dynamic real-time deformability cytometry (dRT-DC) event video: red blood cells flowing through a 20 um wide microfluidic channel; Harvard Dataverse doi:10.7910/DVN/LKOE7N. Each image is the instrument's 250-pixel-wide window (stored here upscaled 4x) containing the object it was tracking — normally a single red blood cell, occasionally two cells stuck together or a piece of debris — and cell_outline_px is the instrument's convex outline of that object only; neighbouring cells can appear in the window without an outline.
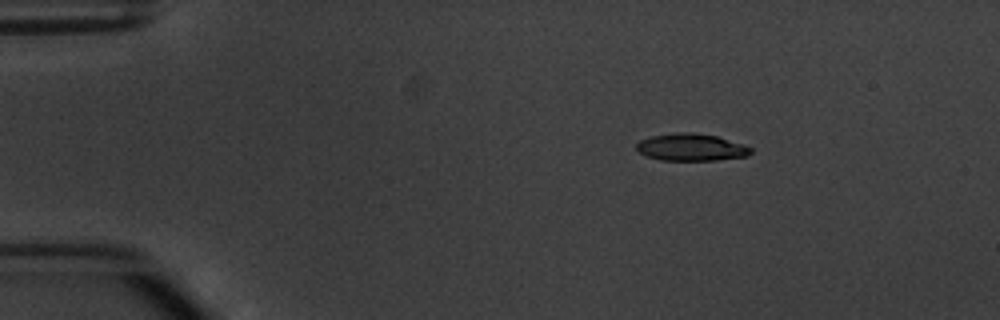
{"species": "common noctule bat (a hibernating species)", "species_latin": "Nyctalus noctula", "temperature_condition": "warm", "stored_images_in_passage": 4, "camera_frame_rate_fps": 3000, "um_per_image_px": 0.085, "animal": {"sex": "male", "body_mass_g": 20.1, "forearm_length_mm": 53.5}, "frame": {"image": 1, "passage_image": 2, "time_ms": 1.333, "image_size_px": [1000, 320], "cell_outline_px": [[752, 152], [748, 156], [716, 160], [660, 160], [648, 156], [640, 152], [636, 148], [636, 144], [640, 140], [652, 136], [680, 132], [692, 132], [716, 136], [752, 148]], "centroid_in_image_um": [58.74, 12.52], "position_along_channel_um": 26.3, "area_um2": 17.86}}